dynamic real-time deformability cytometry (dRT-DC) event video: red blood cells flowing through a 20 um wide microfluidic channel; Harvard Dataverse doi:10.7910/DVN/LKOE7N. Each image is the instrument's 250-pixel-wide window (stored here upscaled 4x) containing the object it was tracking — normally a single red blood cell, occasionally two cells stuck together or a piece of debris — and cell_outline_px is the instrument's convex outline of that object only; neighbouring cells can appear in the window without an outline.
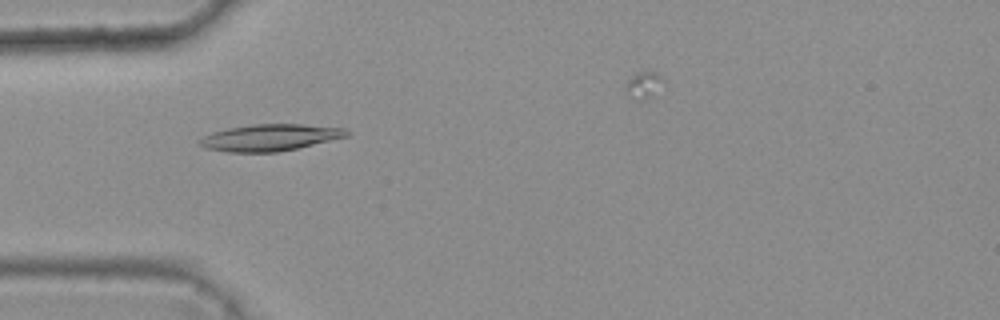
{"species": "common noctule bat (a hibernating species)", "species_latin": "Nyctalus noctula", "temperature_condition": "warm", "stored_images_in_passage": 42, "camera_frame_rate_fps": 3000, "um_per_image_px": 0.085, "animal": {"sex": "female", "body_mass_g": 25.1}, "frame": {"image": 1, "passage_image": 10, "time_ms": 3.0, "image_size_px": [1000, 320], "cell_outline_px": [[352, 132], [348, 136], [296, 148], [276, 152], [228, 152], [204, 148], [196, 144], [196, 140], [212, 132], [228, 128], [252, 124], [300, 124], [344, 128]], "centroid_in_image_um": [22.89, 11.69], "position_along_channel_um": 62.1, "area_um2": 22.89}}
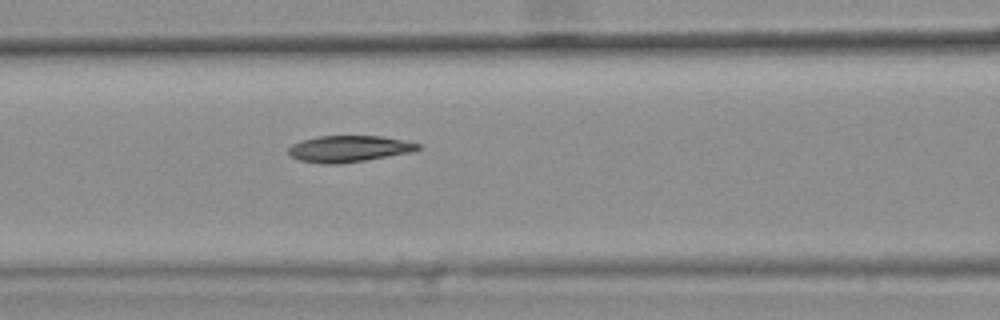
{"frame": {"image": 2, "passage_image": 16, "time_ms": 5.0, "image_size_px": [1000, 320], "cell_outline_px": [[424, 148], [412, 152], [340, 164], [320, 164], [300, 160], [292, 156], [288, 152], [288, 148], [292, 144], [316, 136], [380, 136], [420, 144]], "centroid_in_image_um": [29.66, 12.65], "position_along_channel_um": 136.9, "area_um2": 19.83}}
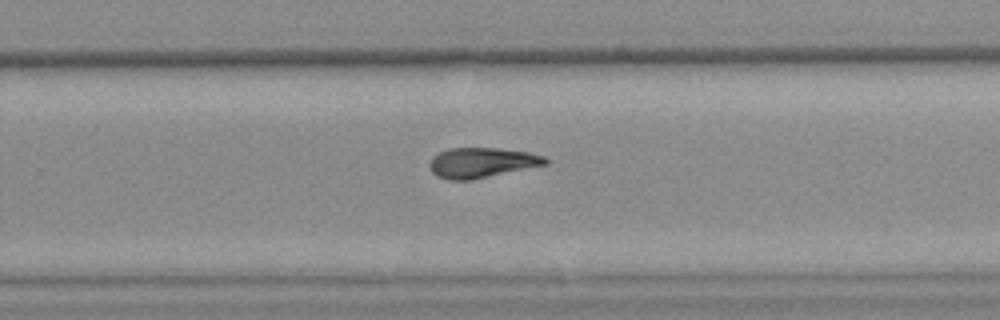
{"frame": {"image": 3, "passage_image": 28, "time_ms": 9.0, "image_size_px": [1000, 320], "cell_outline_px": [[548, 164], [472, 180], [448, 180], [436, 176], [432, 172], [428, 164], [432, 156], [448, 148], [500, 148], [528, 152], [544, 156], [548, 160]], "centroid_in_image_um": [40.92, 13.83], "position_along_channel_um": 288.9, "area_um2": 20.46}, "authors_computed_cell_mechanics": {"area_um2": 20.4612, "velocity_mm_per_s": 3.8149, "shape_relaxation_time_tau1_ms": 5.8056, "shape_relaxation_time_tau2_ms": 7.5403, "deformation_change_tau1": 0.1705, "deformation_change_tau2": 0.1654}}